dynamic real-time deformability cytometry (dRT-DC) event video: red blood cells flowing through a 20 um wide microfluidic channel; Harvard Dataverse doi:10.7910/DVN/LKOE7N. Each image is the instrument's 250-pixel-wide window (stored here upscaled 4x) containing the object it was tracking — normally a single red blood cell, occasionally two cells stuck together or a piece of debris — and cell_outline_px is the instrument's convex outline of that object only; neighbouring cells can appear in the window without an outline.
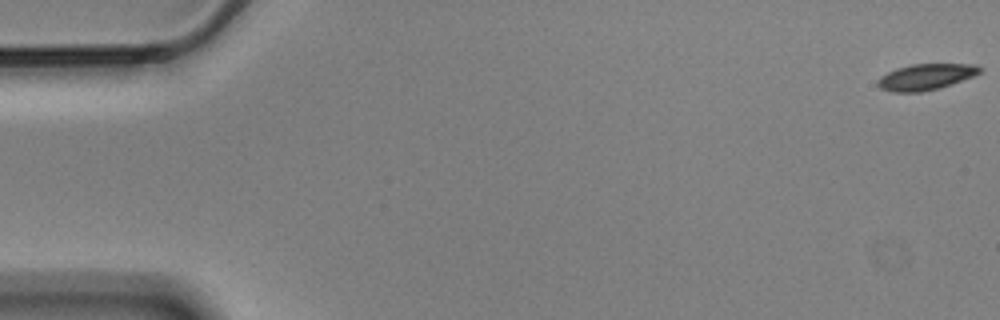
{"species": "Egyptian fruit bat (a non-hibernating species)", "species_latin": "Rousettus aegyptiacus", "temperature_condition": "cold", "stored_images_in_passage": 58, "camera_frame_rate_fps": 3000, "um_per_image_px": 0.085, "animal": {"sex": "male"}, "frame": {"image": 1, "passage_image": 1, "time_ms": 0.0, "image_size_px": [1000, 320], "cell_outline_px": [[984, 68], [980, 72], [972, 76], [940, 88], [920, 92], [892, 92], [880, 88], [876, 84], [876, 80], [880, 76], [896, 68], [912, 64], [976, 64]], "centroid_in_image_um": [78.66, 6.53], "position_along_channel_um": 6.3, "area_um2": 15.55}}
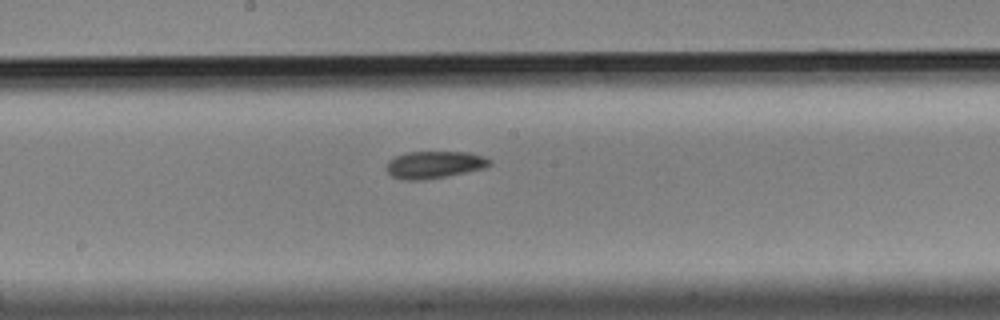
{"frame": {"image": 2, "passage_image": 31, "time_ms": 10.0, "image_size_px": [1000, 320], "cell_outline_px": [[492, 164], [484, 168], [468, 172], [420, 180], [400, 180], [392, 176], [384, 168], [388, 160], [396, 156], [408, 152], [468, 152], [484, 156], [492, 160]], "centroid_in_image_um": [36.91, 14.0], "position_along_channel_um": 211.3, "area_um2": 16.47}}
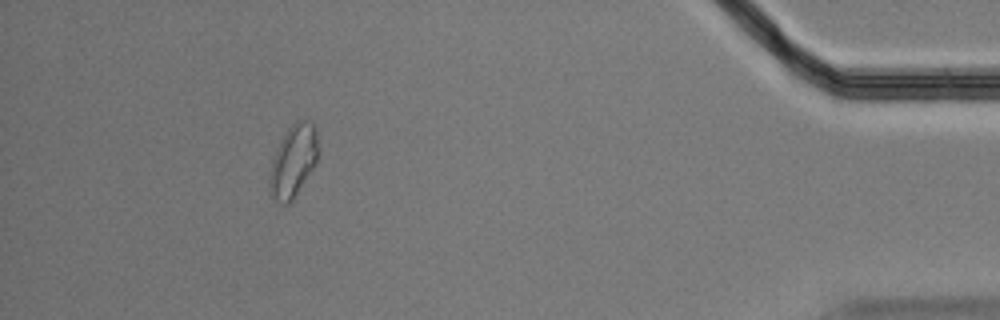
{"frame": {"image": 3, "passage_image": 53, "time_ms": 17.333, "image_size_px": [1000, 320], "cell_outline_px": [[320, 156], [316, 164], [292, 200], [288, 204], [280, 204], [272, 200], [268, 192], [268, 180], [272, 160], [280, 140], [288, 128], [296, 120], [308, 120], [316, 128], [320, 152]], "centroid_in_image_um": [24.93, 13.7], "position_along_channel_um": 410.3, "area_um2": 21.04}, "authors_computed_cell_mechanics": {"area_um2": 16.4441, "velocity_mm_per_s": 3.4922, "shape_relaxation_time_tau1_ms": 10.9318, "shape_relaxation_time_tau2_ms": null, "deformation_change_tau1": 0.1719, "deformation_change_tau2": null}}